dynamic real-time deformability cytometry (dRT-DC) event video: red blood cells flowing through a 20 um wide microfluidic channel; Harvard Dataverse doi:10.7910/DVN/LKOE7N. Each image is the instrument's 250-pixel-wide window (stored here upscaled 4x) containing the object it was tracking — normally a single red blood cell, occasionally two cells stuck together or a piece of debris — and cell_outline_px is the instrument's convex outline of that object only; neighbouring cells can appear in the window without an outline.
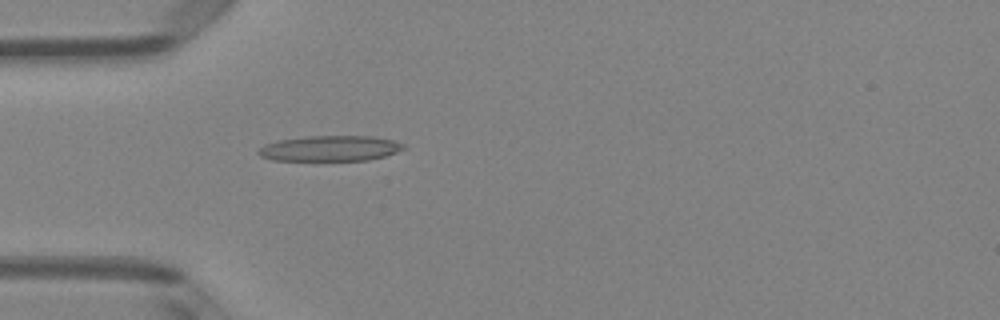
{"species": "Egyptian fruit bat (a non-hibernating species)", "species_latin": "Rousettus aegyptiacus", "temperature_condition": "room temperature", "stored_images_in_passage": 36, "camera_frame_rate_fps": 3000, "um_per_image_px": 0.085, "animal": {"sex": "female"}, "frame": {"image": 1, "passage_image": 1, "time_ms": 0.0, "image_size_px": [1000, 320], "cell_outline_px": [[408, 148], [384, 156], [368, 160], [272, 160], [260, 156], [256, 152], [264, 144], [280, 140], [304, 136], [372, 136], [392, 140], [404, 144]], "centroid_in_image_um": [28.06, 12.61], "position_along_channel_um": 56.9, "area_um2": 21.56}}
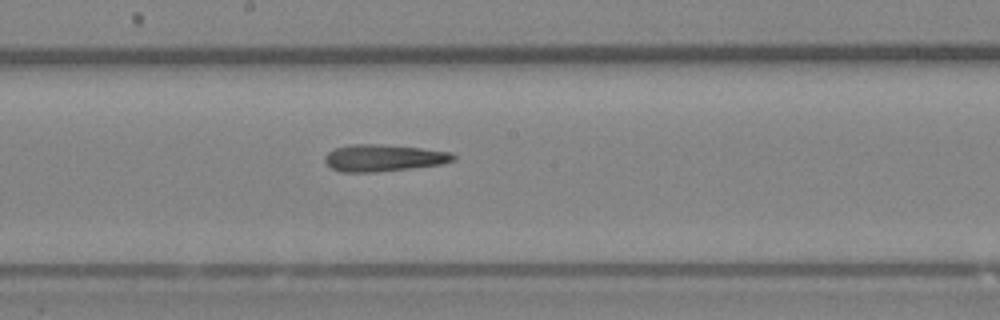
{"frame": {"image": 2, "passage_image": 13, "time_ms": 4.0, "image_size_px": [1000, 320], "cell_outline_px": [[456, 160], [440, 164], [412, 168], [376, 172], [340, 172], [332, 168], [324, 160], [324, 156], [328, 152], [336, 148], [352, 144], [376, 144], [420, 148], [452, 152], [456, 156]], "centroid_in_image_um": [32.61, 13.43], "position_along_channel_um": 215.6, "area_um2": 20.06}}
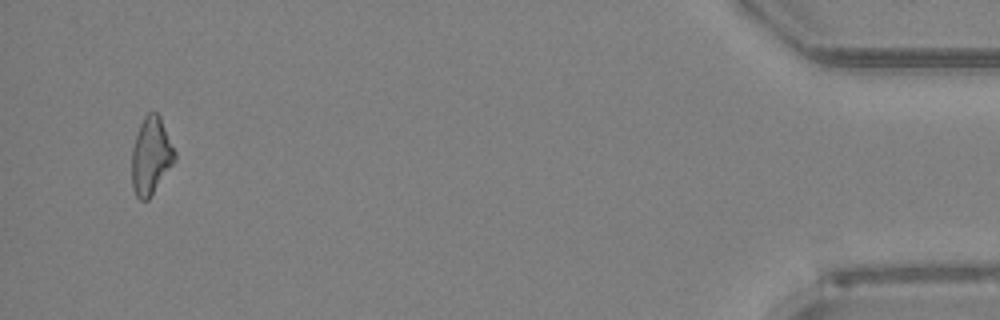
{"frame": {"image": 3, "passage_image": 34, "time_ms": 11.0, "image_size_px": [1000, 320], "cell_outline_px": [[176, 160], [148, 200], [140, 200], [136, 196], [132, 188], [132, 148], [140, 124], [144, 116], [148, 112], [156, 112], [160, 116], [176, 152]], "centroid_in_image_um": [12.84, 13.26], "position_along_channel_um": 422.4, "area_um2": 19.36}, "authors_computed_cell_mechanics": {"area_um2": 19.8543, "velocity_mm_per_s": 4.0907, "shape_relaxation_time_tau1_ms": 8.4532, "shape_relaxation_time_tau2_ms": null, "deformation_change_tau1": 0.2524, "deformation_change_tau2": null}}